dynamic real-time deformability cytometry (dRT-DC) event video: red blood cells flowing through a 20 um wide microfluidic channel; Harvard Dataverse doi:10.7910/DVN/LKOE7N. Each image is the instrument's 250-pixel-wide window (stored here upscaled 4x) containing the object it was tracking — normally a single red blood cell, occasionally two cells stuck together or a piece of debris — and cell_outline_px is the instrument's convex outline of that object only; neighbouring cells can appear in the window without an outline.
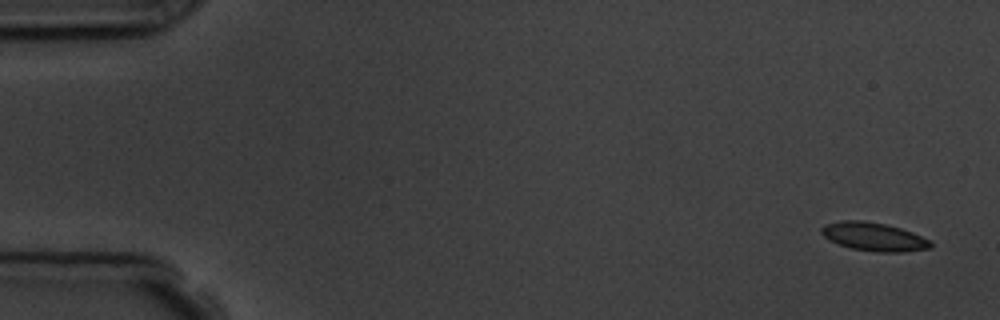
{"species": "common noctule bat (a hibernating species)", "species_latin": "Nyctalus noctula", "temperature_condition": "room temperature", "stored_images_in_passage": 5, "camera_frame_rate_fps": 3000, "um_per_image_px": 0.085, "animal": {"sex": "male", "body_mass_g": 19.5, "forearm_length_mm": 54.6}, "frame": {"image": 1, "passage_image": 1, "time_ms": 0.0, "image_size_px": [1000, 320], "cell_outline_px": [[932, 248], [904, 252], [876, 252], [852, 248], [828, 240], [820, 232], [820, 228], [824, 224], [840, 220], [864, 220], [884, 224], [900, 228], [912, 232], [928, 240], [932, 244]], "centroid_in_image_um": [74.24, 20.11], "position_along_channel_um": 10.8, "area_um2": 18.09}}